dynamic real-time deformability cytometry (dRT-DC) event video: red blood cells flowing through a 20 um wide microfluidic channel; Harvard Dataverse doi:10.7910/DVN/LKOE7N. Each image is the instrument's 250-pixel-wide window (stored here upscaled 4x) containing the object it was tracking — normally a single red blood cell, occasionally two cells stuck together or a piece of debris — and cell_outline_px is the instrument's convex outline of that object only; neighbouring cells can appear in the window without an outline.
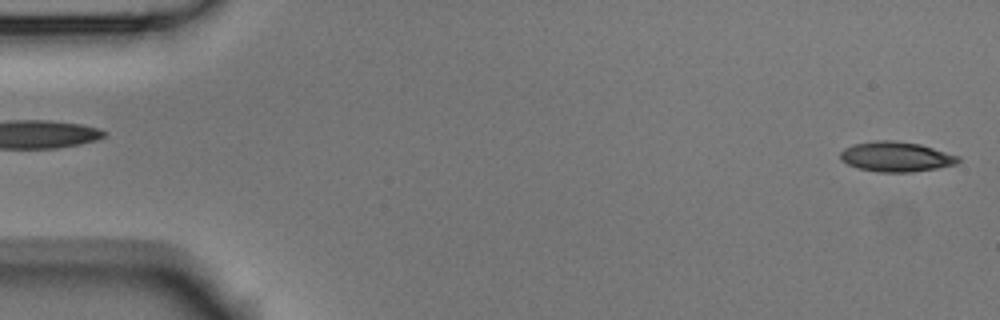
{"species": "Egyptian fruit bat (a non-hibernating species)", "species_latin": "Rousettus aegyptiacus", "temperature_condition": "room temperature", "stored_images_in_passage": 4, "segment_of_instrument_passage": [2, 2], "camera_frame_rate_fps": 3000, "um_per_image_px": 0.085, "animal": {"sex": "male"}, "frame": {"image": 1, "passage_image": 4, "time_ms": 1.0, "image_size_px": [1000, 320], "cell_outline_px": [[960, 160], [956, 164], [936, 168], [912, 172], [880, 172], [860, 168], [848, 164], [840, 160], [840, 152], [844, 148], [852, 144], [872, 140], [896, 140], [920, 144], [960, 156]], "centroid_in_image_um": [76.15, 13.3], "position_along_channel_um": 8.9, "area_um2": 20.69}}